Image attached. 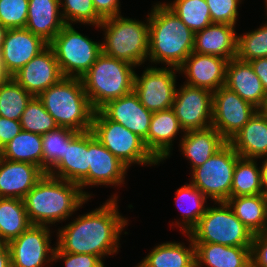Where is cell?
Segmentation results:
<instances>
[{"instance_id":"53","label":"cell","mask_w":267,"mask_h":267,"mask_svg":"<svg viewBox=\"0 0 267 267\" xmlns=\"http://www.w3.org/2000/svg\"><path fill=\"white\" fill-rule=\"evenodd\" d=\"M136 267H146V266L140 261V263H138V265H136Z\"/></svg>"},{"instance_id":"50","label":"cell","mask_w":267,"mask_h":267,"mask_svg":"<svg viewBox=\"0 0 267 267\" xmlns=\"http://www.w3.org/2000/svg\"><path fill=\"white\" fill-rule=\"evenodd\" d=\"M11 78V75L6 71L4 64L1 59L0 53V86L6 83Z\"/></svg>"},{"instance_id":"52","label":"cell","mask_w":267,"mask_h":267,"mask_svg":"<svg viewBox=\"0 0 267 267\" xmlns=\"http://www.w3.org/2000/svg\"><path fill=\"white\" fill-rule=\"evenodd\" d=\"M260 111L267 117V100L264 103L263 107L260 109Z\"/></svg>"},{"instance_id":"30","label":"cell","mask_w":267,"mask_h":267,"mask_svg":"<svg viewBox=\"0 0 267 267\" xmlns=\"http://www.w3.org/2000/svg\"><path fill=\"white\" fill-rule=\"evenodd\" d=\"M227 204L236 217L253 234L267 231V196L264 194L252 196L230 197Z\"/></svg>"},{"instance_id":"36","label":"cell","mask_w":267,"mask_h":267,"mask_svg":"<svg viewBox=\"0 0 267 267\" xmlns=\"http://www.w3.org/2000/svg\"><path fill=\"white\" fill-rule=\"evenodd\" d=\"M76 133L77 131L73 129L58 126L42 135V170L46 174H49L64 158L66 142Z\"/></svg>"},{"instance_id":"35","label":"cell","mask_w":267,"mask_h":267,"mask_svg":"<svg viewBox=\"0 0 267 267\" xmlns=\"http://www.w3.org/2000/svg\"><path fill=\"white\" fill-rule=\"evenodd\" d=\"M164 4L194 33L212 23L209 7L205 0H173V2H164Z\"/></svg>"},{"instance_id":"25","label":"cell","mask_w":267,"mask_h":267,"mask_svg":"<svg viewBox=\"0 0 267 267\" xmlns=\"http://www.w3.org/2000/svg\"><path fill=\"white\" fill-rule=\"evenodd\" d=\"M179 141L180 152L186 160H189L191 171L203 165L227 143L212 126L201 130L186 131Z\"/></svg>"},{"instance_id":"45","label":"cell","mask_w":267,"mask_h":267,"mask_svg":"<svg viewBox=\"0 0 267 267\" xmlns=\"http://www.w3.org/2000/svg\"><path fill=\"white\" fill-rule=\"evenodd\" d=\"M22 130L20 121L0 116V148L2 149Z\"/></svg>"},{"instance_id":"28","label":"cell","mask_w":267,"mask_h":267,"mask_svg":"<svg viewBox=\"0 0 267 267\" xmlns=\"http://www.w3.org/2000/svg\"><path fill=\"white\" fill-rule=\"evenodd\" d=\"M194 244L196 267H248L251 264V246Z\"/></svg>"},{"instance_id":"16","label":"cell","mask_w":267,"mask_h":267,"mask_svg":"<svg viewBox=\"0 0 267 267\" xmlns=\"http://www.w3.org/2000/svg\"><path fill=\"white\" fill-rule=\"evenodd\" d=\"M48 45L26 28L7 29L0 50L6 71L14 76Z\"/></svg>"},{"instance_id":"4","label":"cell","mask_w":267,"mask_h":267,"mask_svg":"<svg viewBox=\"0 0 267 267\" xmlns=\"http://www.w3.org/2000/svg\"><path fill=\"white\" fill-rule=\"evenodd\" d=\"M37 97L59 127L77 132L91 130L95 110L87 97L81 78L63 77Z\"/></svg>"},{"instance_id":"43","label":"cell","mask_w":267,"mask_h":267,"mask_svg":"<svg viewBox=\"0 0 267 267\" xmlns=\"http://www.w3.org/2000/svg\"><path fill=\"white\" fill-rule=\"evenodd\" d=\"M63 260L65 267H106L104 262L95 255L62 252L56 245L54 262Z\"/></svg>"},{"instance_id":"1","label":"cell","mask_w":267,"mask_h":267,"mask_svg":"<svg viewBox=\"0 0 267 267\" xmlns=\"http://www.w3.org/2000/svg\"><path fill=\"white\" fill-rule=\"evenodd\" d=\"M118 194H113L100 207L78 215L57 230L56 245L62 252L90 254L102 261L118 254L120 237L128 220L119 212Z\"/></svg>"},{"instance_id":"21","label":"cell","mask_w":267,"mask_h":267,"mask_svg":"<svg viewBox=\"0 0 267 267\" xmlns=\"http://www.w3.org/2000/svg\"><path fill=\"white\" fill-rule=\"evenodd\" d=\"M184 132L173 108L156 111L152 114L149 132L144 142L151 154L159 162H163L171 156L176 136L179 133L183 135Z\"/></svg>"},{"instance_id":"2","label":"cell","mask_w":267,"mask_h":267,"mask_svg":"<svg viewBox=\"0 0 267 267\" xmlns=\"http://www.w3.org/2000/svg\"><path fill=\"white\" fill-rule=\"evenodd\" d=\"M23 200L32 225L52 227L72 217L89 198L79 184L45 173Z\"/></svg>"},{"instance_id":"39","label":"cell","mask_w":267,"mask_h":267,"mask_svg":"<svg viewBox=\"0 0 267 267\" xmlns=\"http://www.w3.org/2000/svg\"><path fill=\"white\" fill-rule=\"evenodd\" d=\"M236 57L248 62L267 57V23L243 35L237 34Z\"/></svg>"},{"instance_id":"27","label":"cell","mask_w":267,"mask_h":267,"mask_svg":"<svg viewBox=\"0 0 267 267\" xmlns=\"http://www.w3.org/2000/svg\"><path fill=\"white\" fill-rule=\"evenodd\" d=\"M228 143L244 158L267 156V117L258 110Z\"/></svg>"},{"instance_id":"20","label":"cell","mask_w":267,"mask_h":267,"mask_svg":"<svg viewBox=\"0 0 267 267\" xmlns=\"http://www.w3.org/2000/svg\"><path fill=\"white\" fill-rule=\"evenodd\" d=\"M44 174L35 164L0 157V197L24 199Z\"/></svg>"},{"instance_id":"12","label":"cell","mask_w":267,"mask_h":267,"mask_svg":"<svg viewBox=\"0 0 267 267\" xmlns=\"http://www.w3.org/2000/svg\"><path fill=\"white\" fill-rule=\"evenodd\" d=\"M49 226L31 225L7 245L11 267H47L54 262Z\"/></svg>"},{"instance_id":"32","label":"cell","mask_w":267,"mask_h":267,"mask_svg":"<svg viewBox=\"0 0 267 267\" xmlns=\"http://www.w3.org/2000/svg\"><path fill=\"white\" fill-rule=\"evenodd\" d=\"M31 225L23 199L0 197V243L8 244Z\"/></svg>"},{"instance_id":"49","label":"cell","mask_w":267,"mask_h":267,"mask_svg":"<svg viewBox=\"0 0 267 267\" xmlns=\"http://www.w3.org/2000/svg\"><path fill=\"white\" fill-rule=\"evenodd\" d=\"M264 161H262V166L260 165L261 171V182L264 195L267 196V156L261 157ZM266 158V159H265Z\"/></svg>"},{"instance_id":"51","label":"cell","mask_w":267,"mask_h":267,"mask_svg":"<svg viewBox=\"0 0 267 267\" xmlns=\"http://www.w3.org/2000/svg\"><path fill=\"white\" fill-rule=\"evenodd\" d=\"M6 31L7 29L0 23V50H1V46L4 41V36H5Z\"/></svg>"},{"instance_id":"26","label":"cell","mask_w":267,"mask_h":267,"mask_svg":"<svg viewBox=\"0 0 267 267\" xmlns=\"http://www.w3.org/2000/svg\"><path fill=\"white\" fill-rule=\"evenodd\" d=\"M60 0H29L26 29L48 44L65 25Z\"/></svg>"},{"instance_id":"48","label":"cell","mask_w":267,"mask_h":267,"mask_svg":"<svg viewBox=\"0 0 267 267\" xmlns=\"http://www.w3.org/2000/svg\"><path fill=\"white\" fill-rule=\"evenodd\" d=\"M0 267H11L9 247L3 243H0Z\"/></svg>"},{"instance_id":"24","label":"cell","mask_w":267,"mask_h":267,"mask_svg":"<svg viewBox=\"0 0 267 267\" xmlns=\"http://www.w3.org/2000/svg\"><path fill=\"white\" fill-rule=\"evenodd\" d=\"M237 34L234 25L211 23L194 34L193 52L214 55L227 60L235 58Z\"/></svg>"},{"instance_id":"14","label":"cell","mask_w":267,"mask_h":267,"mask_svg":"<svg viewBox=\"0 0 267 267\" xmlns=\"http://www.w3.org/2000/svg\"><path fill=\"white\" fill-rule=\"evenodd\" d=\"M259 109L221 86L213 92L212 127L228 142Z\"/></svg>"},{"instance_id":"8","label":"cell","mask_w":267,"mask_h":267,"mask_svg":"<svg viewBox=\"0 0 267 267\" xmlns=\"http://www.w3.org/2000/svg\"><path fill=\"white\" fill-rule=\"evenodd\" d=\"M91 131L97 140L129 169L133 164L160 165L140 136L109 120L100 110L94 112Z\"/></svg>"},{"instance_id":"44","label":"cell","mask_w":267,"mask_h":267,"mask_svg":"<svg viewBox=\"0 0 267 267\" xmlns=\"http://www.w3.org/2000/svg\"><path fill=\"white\" fill-rule=\"evenodd\" d=\"M251 264L254 267H267V231L254 234L251 245Z\"/></svg>"},{"instance_id":"18","label":"cell","mask_w":267,"mask_h":267,"mask_svg":"<svg viewBox=\"0 0 267 267\" xmlns=\"http://www.w3.org/2000/svg\"><path fill=\"white\" fill-rule=\"evenodd\" d=\"M228 61L218 56L192 52L178 68V73L184 74L187 79L184 83L214 92L225 85Z\"/></svg>"},{"instance_id":"9","label":"cell","mask_w":267,"mask_h":267,"mask_svg":"<svg viewBox=\"0 0 267 267\" xmlns=\"http://www.w3.org/2000/svg\"><path fill=\"white\" fill-rule=\"evenodd\" d=\"M63 77L82 78L102 53V42L89 38L65 24L49 43Z\"/></svg>"},{"instance_id":"41","label":"cell","mask_w":267,"mask_h":267,"mask_svg":"<svg viewBox=\"0 0 267 267\" xmlns=\"http://www.w3.org/2000/svg\"><path fill=\"white\" fill-rule=\"evenodd\" d=\"M29 0H0V23L6 29L25 28Z\"/></svg>"},{"instance_id":"47","label":"cell","mask_w":267,"mask_h":267,"mask_svg":"<svg viewBox=\"0 0 267 267\" xmlns=\"http://www.w3.org/2000/svg\"><path fill=\"white\" fill-rule=\"evenodd\" d=\"M255 74L260 78L266 98H267V57L249 61Z\"/></svg>"},{"instance_id":"42","label":"cell","mask_w":267,"mask_h":267,"mask_svg":"<svg viewBox=\"0 0 267 267\" xmlns=\"http://www.w3.org/2000/svg\"><path fill=\"white\" fill-rule=\"evenodd\" d=\"M212 23H224L236 26L239 16L238 7L243 0H205Z\"/></svg>"},{"instance_id":"38","label":"cell","mask_w":267,"mask_h":267,"mask_svg":"<svg viewBox=\"0 0 267 267\" xmlns=\"http://www.w3.org/2000/svg\"><path fill=\"white\" fill-rule=\"evenodd\" d=\"M19 121L22 130L39 135H44L58 127L38 97H33L30 100Z\"/></svg>"},{"instance_id":"37","label":"cell","mask_w":267,"mask_h":267,"mask_svg":"<svg viewBox=\"0 0 267 267\" xmlns=\"http://www.w3.org/2000/svg\"><path fill=\"white\" fill-rule=\"evenodd\" d=\"M34 96L12 77L0 86V116L19 121Z\"/></svg>"},{"instance_id":"19","label":"cell","mask_w":267,"mask_h":267,"mask_svg":"<svg viewBox=\"0 0 267 267\" xmlns=\"http://www.w3.org/2000/svg\"><path fill=\"white\" fill-rule=\"evenodd\" d=\"M99 110L109 120L123 125L143 140L147 137L153 112L147 110L141 104L134 91L107 102Z\"/></svg>"},{"instance_id":"23","label":"cell","mask_w":267,"mask_h":267,"mask_svg":"<svg viewBox=\"0 0 267 267\" xmlns=\"http://www.w3.org/2000/svg\"><path fill=\"white\" fill-rule=\"evenodd\" d=\"M89 171V131L77 132L68 142L64 158L49 175L79 184Z\"/></svg>"},{"instance_id":"5","label":"cell","mask_w":267,"mask_h":267,"mask_svg":"<svg viewBox=\"0 0 267 267\" xmlns=\"http://www.w3.org/2000/svg\"><path fill=\"white\" fill-rule=\"evenodd\" d=\"M144 21L122 14L103 19L98 26L104 35L102 52L136 67L145 64L149 53L148 15Z\"/></svg>"},{"instance_id":"34","label":"cell","mask_w":267,"mask_h":267,"mask_svg":"<svg viewBox=\"0 0 267 267\" xmlns=\"http://www.w3.org/2000/svg\"><path fill=\"white\" fill-rule=\"evenodd\" d=\"M258 159L239 157L233 172L231 197L264 194Z\"/></svg>"},{"instance_id":"29","label":"cell","mask_w":267,"mask_h":267,"mask_svg":"<svg viewBox=\"0 0 267 267\" xmlns=\"http://www.w3.org/2000/svg\"><path fill=\"white\" fill-rule=\"evenodd\" d=\"M190 243L166 241L158 244L141 260L146 267H196L195 244L188 233Z\"/></svg>"},{"instance_id":"17","label":"cell","mask_w":267,"mask_h":267,"mask_svg":"<svg viewBox=\"0 0 267 267\" xmlns=\"http://www.w3.org/2000/svg\"><path fill=\"white\" fill-rule=\"evenodd\" d=\"M12 78L27 92L37 97L41 92L57 84L63 78V75L54 51L48 45L12 76Z\"/></svg>"},{"instance_id":"22","label":"cell","mask_w":267,"mask_h":267,"mask_svg":"<svg viewBox=\"0 0 267 267\" xmlns=\"http://www.w3.org/2000/svg\"><path fill=\"white\" fill-rule=\"evenodd\" d=\"M224 86L259 110L267 100L260 78L255 74L250 63L237 57L227 63Z\"/></svg>"},{"instance_id":"33","label":"cell","mask_w":267,"mask_h":267,"mask_svg":"<svg viewBox=\"0 0 267 267\" xmlns=\"http://www.w3.org/2000/svg\"><path fill=\"white\" fill-rule=\"evenodd\" d=\"M0 157L35 164L42 169V135L21 130L2 148Z\"/></svg>"},{"instance_id":"10","label":"cell","mask_w":267,"mask_h":267,"mask_svg":"<svg viewBox=\"0 0 267 267\" xmlns=\"http://www.w3.org/2000/svg\"><path fill=\"white\" fill-rule=\"evenodd\" d=\"M240 155L227 142L203 165L191 171L190 183L213 202L231 197L233 172Z\"/></svg>"},{"instance_id":"46","label":"cell","mask_w":267,"mask_h":267,"mask_svg":"<svg viewBox=\"0 0 267 267\" xmlns=\"http://www.w3.org/2000/svg\"><path fill=\"white\" fill-rule=\"evenodd\" d=\"M92 3L102 19L121 15L120 0H92Z\"/></svg>"},{"instance_id":"13","label":"cell","mask_w":267,"mask_h":267,"mask_svg":"<svg viewBox=\"0 0 267 267\" xmlns=\"http://www.w3.org/2000/svg\"><path fill=\"white\" fill-rule=\"evenodd\" d=\"M173 110L186 132L212 126L213 92L183 83L176 89Z\"/></svg>"},{"instance_id":"31","label":"cell","mask_w":267,"mask_h":267,"mask_svg":"<svg viewBox=\"0 0 267 267\" xmlns=\"http://www.w3.org/2000/svg\"><path fill=\"white\" fill-rule=\"evenodd\" d=\"M207 197L190 182L176 190L175 204L181 212V221H175V227L182 230V234L189 233L205 214L208 201ZM207 203V204H206ZM206 204V205H205Z\"/></svg>"},{"instance_id":"40","label":"cell","mask_w":267,"mask_h":267,"mask_svg":"<svg viewBox=\"0 0 267 267\" xmlns=\"http://www.w3.org/2000/svg\"><path fill=\"white\" fill-rule=\"evenodd\" d=\"M60 10L65 24L95 26L98 28L103 19L94 9L92 0H60Z\"/></svg>"},{"instance_id":"6","label":"cell","mask_w":267,"mask_h":267,"mask_svg":"<svg viewBox=\"0 0 267 267\" xmlns=\"http://www.w3.org/2000/svg\"><path fill=\"white\" fill-rule=\"evenodd\" d=\"M136 66L107 56L103 52L81 78L93 109L99 110L107 102L134 90Z\"/></svg>"},{"instance_id":"15","label":"cell","mask_w":267,"mask_h":267,"mask_svg":"<svg viewBox=\"0 0 267 267\" xmlns=\"http://www.w3.org/2000/svg\"><path fill=\"white\" fill-rule=\"evenodd\" d=\"M128 167L115 157L89 130V171L79 183L82 192L91 199L84 189L87 186H121L125 184ZM111 185V186H110Z\"/></svg>"},{"instance_id":"54","label":"cell","mask_w":267,"mask_h":267,"mask_svg":"<svg viewBox=\"0 0 267 267\" xmlns=\"http://www.w3.org/2000/svg\"><path fill=\"white\" fill-rule=\"evenodd\" d=\"M264 2H265V8H266V12H267V0H265Z\"/></svg>"},{"instance_id":"7","label":"cell","mask_w":267,"mask_h":267,"mask_svg":"<svg viewBox=\"0 0 267 267\" xmlns=\"http://www.w3.org/2000/svg\"><path fill=\"white\" fill-rule=\"evenodd\" d=\"M208 206L205 214L188 233L193 243L251 246L254 234L233 213L226 201Z\"/></svg>"},{"instance_id":"3","label":"cell","mask_w":267,"mask_h":267,"mask_svg":"<svg viewBox=\"0 0 267 267\" xmlns=\"http://www.w3.org/2000/svg\"><path fill=\"white\" fill-rule=\"evenodd\" d=\"M148 21L149 63L178 69L193 52L195 33L164 2L152 6Z\"/></svg>"},{"instance_id":"11","label":"cell","mask_w":267,"mask_h":267,"mask_svg":"<svg viewBox=\"0 0 267 267\" xmlns=\"http://www.w3.org/2000/svg\"><path fill=\"white\" fill-rule=\"evenodd\" d=\"M177 72V68L164 66L145 67L141 76L135 72L133 91L147 110L156 112L173 107Z\"/></svg>"}]
</instances>
